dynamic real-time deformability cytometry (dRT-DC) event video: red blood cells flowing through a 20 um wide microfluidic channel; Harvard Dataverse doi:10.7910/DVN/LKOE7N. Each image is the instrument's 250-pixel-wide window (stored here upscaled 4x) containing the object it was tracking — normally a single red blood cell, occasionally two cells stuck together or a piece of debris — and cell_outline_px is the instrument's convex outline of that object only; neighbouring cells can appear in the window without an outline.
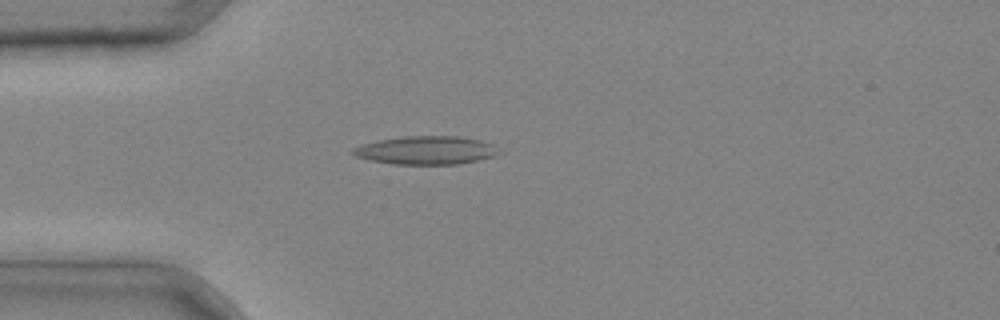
{"species": "common noctule bat (a hibernating species)", "species_latin": "Nyctalus noctula", "temperature_condition": "cold", "stored_images_in_passage": 2, "camera_frame_rate_fps": 3000, "um_per_image_px": 0.085, "animal": {"sex": "male", "body_mass_g": 20.4}, "frame": {"image": 1, "passage_image": 2, "time_ms": 0.333, "image_size_px": [1000, 320], "cell_outline_px": [[504, 152], [496, 156], [456, 164], [392, 164], [372, 160], [356, 156], [352, 152], [352, 148], [360, 144], [380, 140], [404, 136], [460, 136], [480, 140], [492, 144]], "centroid_in_image_um": [36.26, 12.77], "position_along_channel_um": 48.7, "area_um2": 24.1}}